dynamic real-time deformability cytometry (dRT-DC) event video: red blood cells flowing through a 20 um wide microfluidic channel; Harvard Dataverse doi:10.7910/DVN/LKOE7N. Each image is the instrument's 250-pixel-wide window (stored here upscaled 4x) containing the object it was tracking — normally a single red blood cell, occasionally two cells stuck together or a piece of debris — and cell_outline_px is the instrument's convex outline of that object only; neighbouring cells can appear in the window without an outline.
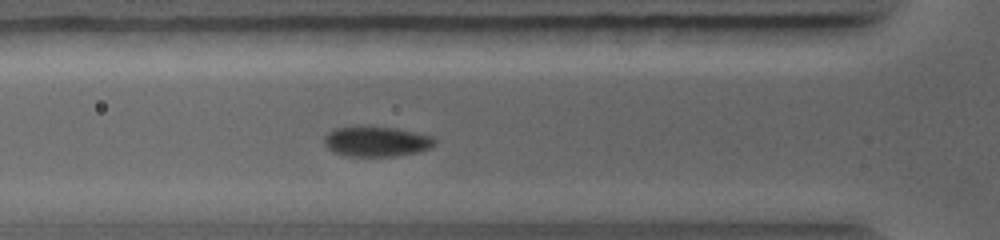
{"species": "common noctule bat (a hibernating species)", "species_latin": "Nyctalus noctula", "temperature_condition": "warm", "stored_images_in_passage": 6, "camera_frame_rate_fps": 5000, "um_per_image_px": 0.085, "animal": {"sex": "female", "body_mass_g": 19.0, "forearm_length_mm": 56.7}, "frame": {"image": 1, "passage_image": 6, "time_ms": 2.8, "image_size_px": [1000, 240], "cell_outline_px": [[436, 140], [432, 148], [416, 152], [396, 156], [348, 156], [332, 152], [324, 144], [324, 136], [328, 132], [336, 128], [392, 128], [432, 136]], "centroid_in_image_um": [31.99, 12.06], "position_along_channel_um": 93.8, "area_um2": 18.9}}